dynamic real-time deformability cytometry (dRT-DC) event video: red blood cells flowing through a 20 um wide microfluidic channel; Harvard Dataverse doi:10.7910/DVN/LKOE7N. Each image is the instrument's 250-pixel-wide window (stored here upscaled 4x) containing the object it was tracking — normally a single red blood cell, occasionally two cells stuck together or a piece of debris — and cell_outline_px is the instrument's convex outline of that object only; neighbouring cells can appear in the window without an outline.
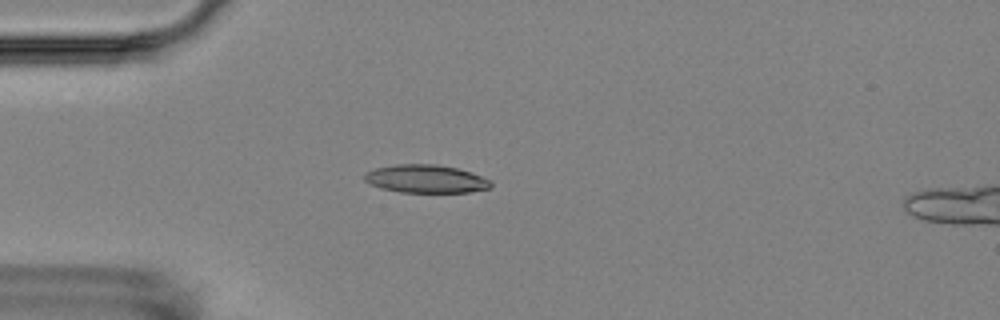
{"species": "Egyptian fruit bat (a non-hibernating species)", "species_latin": "Rousettus aegyptiacus", "temperature_condition": "room temperature", "stored_images_in_passage": 2, "camera_frame_rate_fps": 3000, "um_per_image_px": 0.085, "animal": {"sex": "female"}, "frame": {"image": 1, "passage_image": 2, "time_ms": 1.0, "image_size_px": [1000, 320], "cell_outline_px": [[492, 188], [468, 192], [400, 192], [380, 188], [364, 180], [364, 172], [376, 168], [396, 164], [436, 164], [456, 168], [472, 172], [492, 180]], "centroid_in_image_um": [36.22, 15.2], "position_along_channel_um": 48.8, "area_um2": 20.81}}